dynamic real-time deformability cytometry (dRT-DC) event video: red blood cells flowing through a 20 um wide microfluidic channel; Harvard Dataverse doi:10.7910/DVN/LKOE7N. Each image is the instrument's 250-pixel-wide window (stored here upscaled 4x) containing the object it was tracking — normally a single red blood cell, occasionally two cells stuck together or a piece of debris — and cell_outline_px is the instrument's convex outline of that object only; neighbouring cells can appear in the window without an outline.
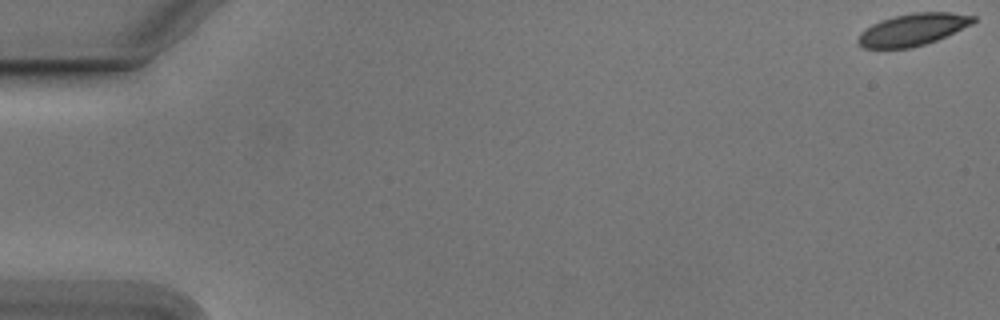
{"species": "Egyptian fruit bat (a non-hibernating species)", "species_latin": "Rousettus aegyptiacus", "temperature_condition": "cold", "stored_images_in_passage": 55, "camera_frame_rate_fps": 3000, "um_per_image_px": 0.085, "animal": {"sex": "male"}, "frame": {"image": 1, "passage_image": 1, "time_ms": 0.0, "image_size_px": [1000, 320], "cell_outline_px": [[976, 20], [972, 24], [936, 40], [912, 48], [864, 48], [856, 44], [856, 40], [860, 32], [872, 24], [880, 20], [912, 12], [948, 12], [976, 16]], "centroid_in_image_um": [77.55, 2.51], "position_along_channel_um": 7.5, "area_um2": 21.5}}
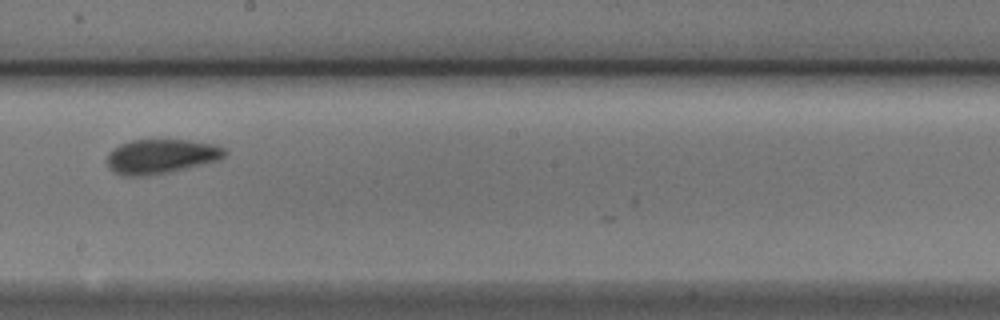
{"frame": {"image": 2, "passage_image": 32, "time_ms": 10.333, "image_size_px": [1000, 320], "cell_outline_px": [[228, 152], [220, 160], [204, 164], [168, 172], [144, 176], [124, 176], [108, 168], [108, 152], [112, 148], [120, 144], [132, 140], [188, 140], [212, 144], [224, 148]], "centroid_in_image_um": [13.68, 13.29], "position_along_channel_um": 234.5, "area_um2": 23.58}}
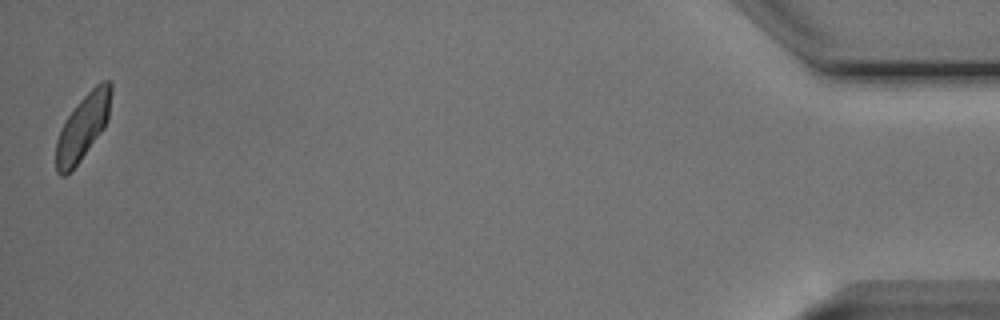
{"frame": {"image": 3, "passage_image": 55, "time_ms": 18.0, "image_size_px": [1000, 320], "cell_outline_px": [[112, 92], [108, 120], [104, 128], [80, 160], [64, 176], [60, 176], [56, 172], [56, 140], [68, 116], [76, 104], [100, 80], [108, 80], [112, 84]], "centroid_in_image_um": [7.07, 10.76], "position_along_channel_um": 428.1, "area_um2": 20.75}, "authors_computed_cell_mechanics": {"area_um2": 22.3686, "velocity_mm_per_s": 3.7318, "shape_relaxation_time_tau1_ms": 3.0798, "shape_relaxation_time_tau2_ms": 1.7654, "deformation_change_tau1": 0.1049, "deformation_change_tau2": 0.0517}}